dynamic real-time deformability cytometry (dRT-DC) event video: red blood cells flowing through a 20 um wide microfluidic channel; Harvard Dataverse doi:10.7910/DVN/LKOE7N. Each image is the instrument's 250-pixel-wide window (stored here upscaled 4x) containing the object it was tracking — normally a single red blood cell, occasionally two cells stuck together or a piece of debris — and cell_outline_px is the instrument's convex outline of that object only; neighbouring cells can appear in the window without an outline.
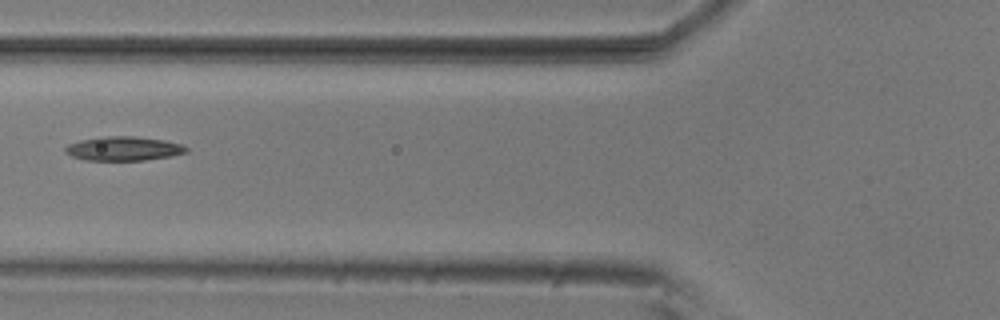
{"species": "common noctule bat (a hibernating species)", "species_latin": "Nyctalus noctula", "temperature_condition": "room temperature", "stored_images_in_passage": 6, "camera_frame_rate_fps": 3000, "um_per_image_px": 0.085, "animal": {"sex": "male", "body_mass_g": 20.5, "forearm_length_mm": 52.5}, "frame": {"image": 1, "passage_image": 5, "time_ms": 1.333, "image_size_px": [1000, 320], "cell_outline_px": [[188, 152], [172, 156], [144, 160], [84, 160], [72, 156], [64, 152], [64, 148], [68, 144], [80, 140], [100, 136], [136, 136], [164, 140], [184, 144], [188, 148]], "centroid_in_image_um": [10.52, 12.62], "position_along_channel_um": 115.3, "area_um2": 17.22}}
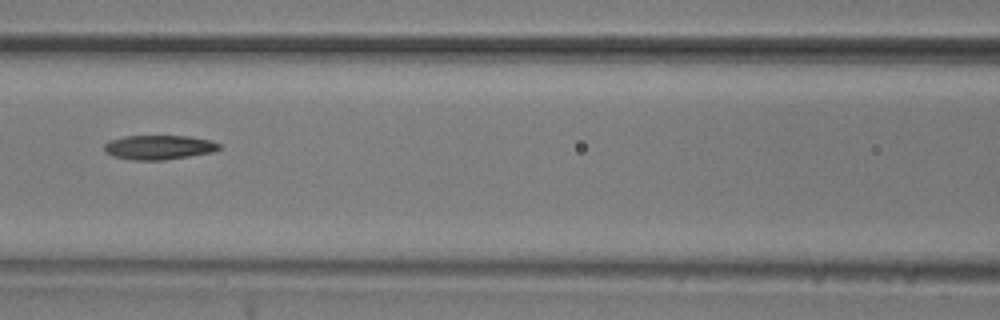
{"frame": {"image": 2, "passage_image": 6, "time_ms": 1.667, "image_size_px": [1000, 320], "cell_outline_px": [[220, 148], [212, 152], [164, 160], [132, 160], [112, 156], [104, 152], [104, 144], [108, 140], [124, 136], [188, 136], [212, 140], [220, 144]], "centroid_in_image_um": [13.46, 12.52], "position_along_channel_um": 153.1, "area_um2": 16.42}}